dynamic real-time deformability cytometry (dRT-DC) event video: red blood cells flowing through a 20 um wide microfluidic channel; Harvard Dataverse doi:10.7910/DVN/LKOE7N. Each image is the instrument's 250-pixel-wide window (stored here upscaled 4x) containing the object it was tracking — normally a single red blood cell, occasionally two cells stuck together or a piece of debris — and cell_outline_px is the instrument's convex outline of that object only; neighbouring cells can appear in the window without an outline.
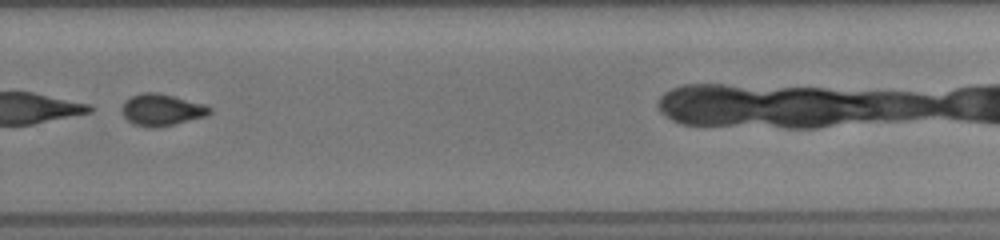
{"species": "common noctule bat (a hibernating species)", "species_latin": "Nyctalus noctula", "temperature_condition": "room temperature", "stored_images_in_passage": 23, "camera_frame_rate_fps": 3000, "um_per_image_px": 0.085, "animal": {"sex": "female", "body_mass_g": 19.5, "forearm_length_mm": 54.1}, "frame": {"image": 1, "passage_image": 20, "time_ms": 9.0, "image_size_px": [1000, 240], "cell_outline_px": [[212, 112], [204, 116], [172, 124], [136, 124], [128, 120], [124, 116], [124, 100], [132, 96], [144, 92], [156, 92], [204, 104], [212, 108]], "centroid_in_image_um": [13.78, 9.27], "position_along_channel_um": 316.0, "area_um2": 15.14}}